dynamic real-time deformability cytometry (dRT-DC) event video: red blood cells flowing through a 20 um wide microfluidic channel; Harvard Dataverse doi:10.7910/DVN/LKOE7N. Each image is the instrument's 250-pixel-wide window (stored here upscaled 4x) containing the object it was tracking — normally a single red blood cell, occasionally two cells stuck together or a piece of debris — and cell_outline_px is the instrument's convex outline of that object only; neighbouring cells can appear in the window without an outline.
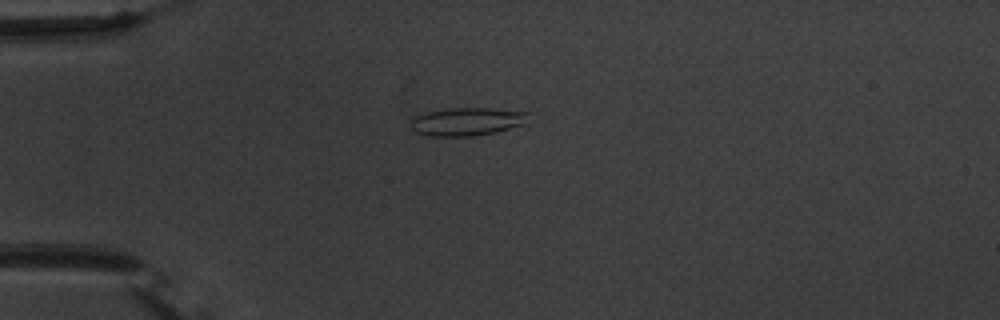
{"species": "common noctule bat (a hibernating species)", "species_latin": "Nyctalus noctula", "temperature_condition": "warm", "stored_images_in_passage": 46, "camera_frame_rate_fps": 3000, "um_per_image_px": 0.085, "animal": {"sex": "male", "body_mass_g": 20.1, "forearm_length_mm": 53.5}, "frame": {"image": 1, "passage_image": 6, "time_ms": 1.667, "image_size_px": [1000, 320], "cell_outline_px": [[528, 124], [496, 132], [472, 136], [428, 136], [416, 132], [408, 124], [416, 116], [428, 112], [448, 108], [488, 108], [528, 112]], "centroid_in_image_um": [39.72, 10.34], "position_along_channel_um": 45.3, "area_um2": 19.36}}
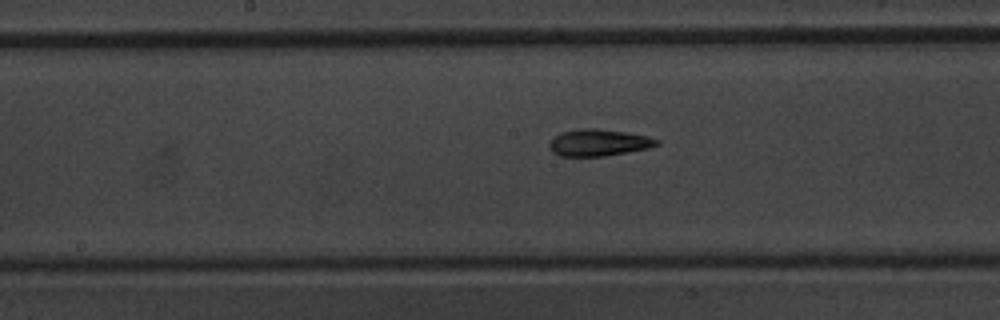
{"frame": {"image": 2, "passage_image": 20, "time_ms": 6.333, "image_size_px": [1000, 320], "cell_outline_px": [[660, 144], [648, 148], [604, 156], [560, 156], [552, 152], [548, 148], [548, 144], [560, 132], [580, 128], [596, 128], [624, 132], [648, 136], [660, 140]], "centroid_in_image_um": [50.87, 12.12], "position_along_channel_um": 197.3, "area_um2": 16.76}}
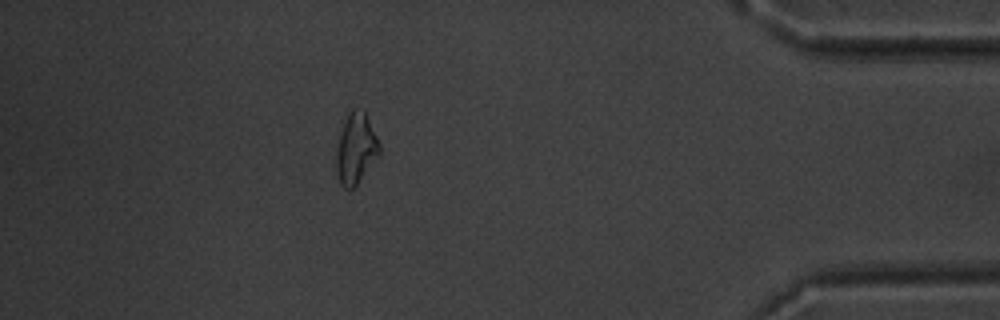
{"frame": {"image": 3, "passage_image": 40, "time_ms": 13.0, "image_size_px": [1000, 320], "cell_outline_px": [[380, 152], [356, 184], [352, 188], [344, 188], [340, 184], [336, 172], [336, 152], [340, 132], [352, 108], [364, 108], [380, 144]], "centroid_in_image_um": [30.24, 12.59], "position_along_channel_um": 405.0, "area_um2": 17.46}, "authors_computed_cell_mechanics": {"area_um2": 16.9065, "velocity_mm_per_s": 3.7307, "shape_relaxation_time_tau1_ms": 8.8089, "shape_relaxation_time_tau2_ms": 4.1952, "deformation_change_tau1": 0.1865, "deformation_change_tau2": 0.1249}}